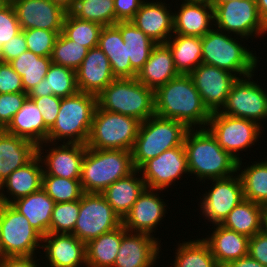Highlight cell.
Wrapping results in <instances>:
<instances>
[{"instance_id": "obj_1", "label": "cell", "mask_w": 267, "mask_h": 267, "mask_svg": "<svg viewBox=\"0 0 267 267\" xmlns=\"http://www.w3.org/2000/svg\"><path fill=\"white\" fill-rule=\"evenodd\" d=\"M155 114L184 123L189 129L206 128L211 113L189 74H179L154 91Z\"/></svg>"}, {"instance_id": "obj_2", "label": "cell", "mask_w": 267, "mask_h": 267, "mask_svg": "<svg viewBox=\"0 0 267 267\" xmlns=\"http://www.w3.org/2000/svg\"><path fill=\"white\" fill-rule=\"evenodd\" d=\"M183 146L190 176H196V183L237 173L238 161L218 145L207 128L189 129Z\"/></svg>"}, {"instance_id": "obj_3", "label": "cell", "mask_w": 267, "mask_h": 267, "mask_svg": "<svg viewBox=\"0 0 267 267\" xmlns=\"http://www.w3.org/2000/svg\"><path fill=\"white\" fill-rule=\"evenodd\" d=\"M232 36L213 27L201 37L202 63L230 71L238 78L255 73L260 57L247 47L248 44L243 46L246 38Z\"/></svg>"}, {"instance_id": "obj_4", "label": "cell", "mask_w": 267, "mask_h": 267, "mask_svg": "<svg viewBox=\"0 0 267 267\" xmlns=\"http://www.w3.org/2000/svg\"><path fill=\"white\" fill-rule=\"evenodd\" d=\"M96 107L97 96L94 94L78 92L62 98L56 121L49 129L46 141L86 144Z\"/></svg>"}, {"instance_id": "obj_5", "label": "cell", "mask_w": 267, "mask_h": 267, "mask_svg": "<svg viewBox=\"0 0 267 267\" xmlns=\"http://www.w3.org/2000/svg\"><path fill=\"white\" fill-rule=\"evenodd\" d=\"M134 170L131 151L87 147L80 178L83 192L102 193Z\"/></svg>"}, {"instance_id": "obj_6", "label": "cell", "mask_w": 267, "mask_h": 267, "mask_svg": "<svg viewBox=\"0 0 267 267\" xmlns=\"http://www.w3.org/2000/svg\"><path fill=\"white\" fill-rule=\"evenodd\" d=\"M189 128L182 122L153 115L141 122L132 152L135 169L166 150L184 145Z\"/></svg>"}, {"instance_id": "obj_7", "label": "cell", "mask_w": 267, "mask_h": 267, "mask_svg": "<svg viewBox=\"0 0 267 267\" xmlns=\"http://www.w3.org/2000/svg\"><path fill=\"white\" fill-rule=\"evenodd\" d=\"M97 105L143 122L155 115L154 90L136 78H116L97 96Z\"/></svg>"}, {"instance_id": "obj_8", "label": "cell", "mask_w": 267, "mask_h": 267, "mask_svg": "<svg viewBox=\"0 0 267 267\" xmlns=\"http://www.w3.org/2000/svg\"><path fill=\"white\" fill-rule=\"evenodd\" d=\"M141 121L134 117L105 111L98 105L86 142L92 149H116L131 151Z\"/></svg>"}, {"instance_id": "obj_9", "label": "cell", "mask_w": 267, "mask_h": 267, "mask_svg": "<svg viewBox=\"0 0 267 267\" xmlns=\"http://www.w3.org/2000/svg\"><path fill=\"white\" fill-rule=\"evenodd\" d=\"M42 240L43 236L31 226L24 215L11 204H2L0 257L38 255L42 250Z\"/></svg>"}, {"instance_id": "obj_10", "label": "cell", "mask_w": 267, "mask_h": 267, "mask_svg": "<svg viewBox=\"0 0 267 267\" xmlns=\"http://www.w3.org/2000/svg\"><path fill=\"white\" fill-rule=\"evenodd\" d=\"M216 138L218 145L237 161L243 160L240 151H245L256 145L265 131L254 121L231 117L220 111L211 113L206 127ZM238 152V153H237Z\"/></svg>"}, {"instance_id": "obj_11", "label": "cell", "mask_w": 267, "mask_h": 267, "mask_svg": "<svg viewBox=\"0 0 267 267\" xmlns=\"http://www.w3.org/2000/svg\"><path fill=\"white\" fill-rule=\"evenodd\" d=\"M214 27L228 34L248 39L267 33L256 0H231L214 7ZM255 36V37H254Z\"/></svg>"}, {"instance_id": "obj_12", "label": "cell", "mask_w": 267, "mask_h": 267, "mask_svg": "<svg viewBox=\"0 0 267 267\" xmlns=\"http://www.w3.org/2000/svg\"><path fill=\"white\" fill-rule=\"evenodd\" d=\"M121 225V218L102 193L84 192L80 199L79 216L71 234L86 244Z\"/></svg>"}, {"instance_id": "obj_13", "label": "cell", "mask_w": 267, "mask_h": 267, "mask_svg": "<svg viewBox=\"0 0 267 267\" xmlns=\"http://www.w3.org/2000/svg\"><path fill=\"white\" fill-rule=\"evenodd\" d=\"M254 75L256 76V73L238 78L233 83L220 112L231 117L254 121L264 128V122L267 120V88L264 89L258 81L255 82Z\"/></svg>"}, {"instance_id": "obj_14", "label": "cell", "mask_w": 267, "mask_h": 267, "mask_svg": "<svg viewBox=\"0 0 267 267\" xmlns=\"http://www.w3.org/2000/svg\"><path fill=\"white\" fill-rule=\"evenodd\" d=\"M210 189L201 194L198 202L204 222L221 224L243 199L242 181L238 173L226 178L210 179ZM202 197V198H201ZM207 220V221H206Z\"/></svg>"}, {"instance_id": "obj_15", "label": "cell", "mask_w": 267, "mask_h": 267, "mask_svg": "<svg viewBox=\"0 0 267 267\" xmlns=\"http://www.w3.org/2000/svg\"><path fill=\"white\" fill-rule=\"evenodd\" d=\"M138 170L146 188L164 191L172 185L175 186V183H178L177 180H181L184 174L190 176L184 146L164 151L159 156L143 163Z\"/></svg>"}, {"instance_id": "obj_16", "label": "cell", "mask_w": 267, "mask_h": 267, "mask_svg": "<svg viewBox=\"0 0 267 267\" xmlns=\"http://www.w3.org/2000/svg\"><path fill=\"white\" fill-rule=\"evenodd\" d=\"M86 148V144L66 142L61 144L46 141L37 145V155L43 165V175L80 179Z\"/></svg>"}, {"instance_id": "obj_17", "label": "cell", "mask_w": 267, "mask_h": 267, "mask_svg": "<svg viewBox=\"0 0 267 267\" xmlns=\"http://www.w3.org/2000/svg\"><path fill=\"white\" fill-rule=\"evenodd\" d=\"M189 75L210 113L221 111L233 83L238 79L230 71L204 63L200 64Z\"/></svg>"}, {"instance_id": "obj_18", "label": "cell", "mask_w": 267, "mask_h": 267, "mask_svg": "<svg viewBox=\"0 0 267 267\" xmlns=\"http://www.w3.org/2000/svg\"><path fill=\"white\" fill-rule=\"evenodd\" d=\"M160 189L145 188L129 213L122 220V225L127 231L146 233L154 236L153 233L161 225L162 219L166 216L168 203L162 199ZM159 193V194H158Z\"/></svg>"}, {"instance_id": "obj_19", "label": "cell", "mask_w": 267, "mask_h": 267, "mask_svg": "<svg viewBox=\"0 0 267 267\" xmlns=\"http://www.w3.org/2000/svg\"><path fill=\"white\" fill-rule=\"evenodd\" d=\"M146 233L127 231L123 237L113 267H154L161 255V240Z\"/></svg>"}, {"instance_id": "obj_20", "label": "cell", "mask_w": 267, "mask_h": 267, "mask_svg": "<svg viewBox=\"0 0 267 267\" xmlns=\"http://www.w3.org/2000/svg\"><path fill=\"white\" fill-rule=\"evenodd\" d=\"M22 30L44 29L62 32L67 11L51 0H9Z\"/></svg>"}, {"instance_id": "obj_21", "label": "cell", "mask_w": 267, "mask_h": 267, "mask_svg": "<svg viewBox=\"0 0 267 267\" xmlns=\"http://www.w3.org/2000/svg\"><path fill=\"white\" fill-rule=\"evenodd\" d=\"M42 249L40 258L47 263H41L47 267H87L86 244L73 234L48 233L43 236Z\"/></svg>"}, {"instance_id": "obj_22", "label": "cell", "mask_w": 267, "mask_h": 267, "mask_svg": "<svg viewBox=\"0 0 267 267\" xmlns=\"http://www.w3.org/2000/svg\"><path fill=\"white\" fill-rule=\"evenodd\" d=\"M171 6L173 4L167 5L164 0H146L130 22L156 44L166 43L173 35L174 18Z\"/></svg>"}, {"instance_id": "obj_23", "label": "cell", "mask_w": 267, "mask_h": 267, "mask_svg": "<svg viewBox=\"0 0 267 267\" xmlns=\"http://www.w3.org/2000/svg\"><path fill=\"white\" fill-rule=\"evenodd\" d=\"M173 10V33L203 37L214 27V7L209 1H182Z\"/></svg>"}, {"instance_id": "obj_24", "label": "cell", "mask_w": 267, "mask_h": 267, "mask_svg": "<svg viewBox=\"0 0 267 267\" xmlns=\"http://www.w3.org/2000/svg\"><path fill=\"white\" fill-rule=\"evenodd\" d=\"M79 92L98 96L114 77L108 57L97 46L88 50L86 57L76 70Z\"/></svg>"}, {"instance_id": "obj_25", "label": "cell", "mask_w": 267, "mask_h": 267, "mask_svg": "<svg viewBox=\"0 0 267 267\" xmlns=\"http://www.w3.org/2000/svg\"><path fill=\"white\" fill-rule=\"evenodd\" d=\"M42 177L43 165L40 157L36 155L24 166L13 171L0 184V200L4 204H11L19 198L40 190Z\"/></svg>"}, {"instance_id": "obj_26", "label": "cell", "mask_w": 267, "mask_h": 267, "mask_svg": "<svg viewBox=\"0 0 267 267\" xmlns=\"http://www.w3.org/2000/svg\"><path fill=\"white\" fill-rule=\"evenodd\" d=\"M214 231L201 237L210 247L220 267L248 255L249 237L229 230L220 224L212 225Z\"/></svg>"}, {"instance_id": "obj_27", "label": "cell", "mask_w": 267, "mask_h": 267, "mask_svg": "<svg viewBox=\"0 0 267 267\" xmlns=\"http://www.w3.org/2000/svg\"><path fill=\"white\" fill-rule=\"evenodd\" d=\"M178 75L169 46L166 43H158L152 49L148 61L137 73L136 79L155 91Z\"/></svg>"}, {"instance_id": "obj_28", "label": "cell", "mask_w": 267, "mask_h": 267, "mask_svg": "<svg viewBox=\"0 0 267 267\" xmlns=\"http://www.w3.org/2000/svg\"><path fill=\"white\" fill-rule=\"evenodd\" d=\"M37 155V145L4 131L0 135V184Z\"/></svg>"}, {"instance_id": "obj_29", "label": "cell", "mask_w": 267, "mask_h": 267, "mask_svg": "<svg viewBox=\"0 0 267 267\" xmlns=\"http://www.w3.org/2000/svg\"><path fill=\"white\" fill-rule=\"evenodd\" d=\"M5 131L34 142L36 145L46 142L49 128L32 99H27L13 116Z\"/></svg>"}, {"instance_id": "obj_30", "label": "cell", "mask_w": 267, "mask_h": 267, "mask_svg": "<svg viewBox=\"0 0 267 267\" xmlns=\"http://www.w3.org/2000/svg\"><path fill=\"white\" fill-rule=\"evenodd\" d=\"M139 174V170L135 169L126 177L120 178L109 185L102 192L107 202L121 220L129 213L133 204L146 188V184Z\"/></svg>"}, {"instance_id": "obj_31", "label": "cell", "mask_w": 267, "mask_h": 267, "mask_svg": "<svg viewBox=\"0 0 267 267\" xmlns=\"http://www.w3.org/2000/svg\"><path fill=\"white\" fill-rule=\"evenodd\" d=\"M98 47L108 57L115 78H136L137 72L131 67L130 61H127L126 46L115 25L102 27Z\"/></svg>"}, {"instance_id": "obj_32", "label": "cell", "mask_w": 267, "mask_h": 267, "mask_svg": "<svg viewBox=\"0 0 267 267\" xmlns=\"http://www.w3.org/2000/svg\"><path fill=\"white\" fill-rule=\"evenodd\" d=\"M11 205L24 215L42 236L49 233L55 201L42 188L15 200Z\"/></svg>"}, {"instance_id": "obj_33", "label": "cell", "mask_w": 267, "mask_h": 267, "mask_svg": "<svg viewBox=\"0 0 267 267\" xmlns=\"http://www.w3.org/2000/svg\"><path fill=\"white\" fill-rule=\"evenodd\" d=\"M79 92L76 71L52 63L45 78L31 89L29 99L55 95L60 98L70 97Z\"/></svg>"}, {"instance_id": "obj_34", "label": "cell", "mask_w": 267, "mask_h": 267, "mask_svg": "<svg viewBox=\"0 0 267 267\" xmlns=\"http://www.w3.org/2000/svg\"><path fill=\"white\" fill-rule=\"evenodd\" d=\"M265 214L266 207L243 199L220 225L250 238L263 231Z\"/></svg>"}, {"instance_id": "obj_35", "label": "cell", "mask_w": 267, "mask_h": 267, "mask_svg": "<svg viewBox=\"0 0 267 267\" xmlns=\"http://www.w3.org/2000/svg\"><path fill=\"white\" fill-rule=\"evenodd\" d=\"M175 69L179 74H190L202 64L201 37L174 34L167 40Z\"/></svg>"}, {"instance_id": "obj_36", "label": "cell", "mask_w": 267, "mask_h": 267, "mask_svg": "<svg viewBox=\"0 0 267 267\" xmlns=\"http://www.w3.org/2000/svg\"><path fill=\"white\" fill-rule=\"evenodd\" d=\"M243 163L242 160L238 161L237 173L242 181L244 199L266 207L267 157L261 159V162L255 161L250 165L247 164L244 168L242 166Z\"/></svg>"}, {"instance_id": "obj_37", "label": "cell", "mask_w": 267, "mask_h": 267, "mask_svg": "<svg viewBox=\"0 0 267 267\" xmlns=\"http://www.w3.org/2000/svg\"><path fill=\"white\" fill-rule=\"evenodd\" d=\"M115 26L120 30L127 51V61L138 73L148 61L156 43L130 21L118 22Z\"/></svg>"}, {"instance_id": "obj_38", "label": "cell", "mask_w": 267, "mask_h": 267, "mask_svg": "<svg viewBox=\"0 0 267 267\" xmlns=\"http://www.w3.org/2000/svg\"><path fill=\"white\" fill-rule=\"evenodd\" d=\"M123 237V225L86 243L87 267H113Z\"/></svg>"}, {"instance_id": "obj_39", "label": "cell", "mask_w": 267, "mask_h": 267, "mask_svg": "<svg viewBox=\"0 0 267 267\" xmlns=\"http://www.w3.org/2000/svg\"><path fill=\"white\" fill-rule=\"evenodd\" d=\"M9 64L21 76L24 92L28 93L45 78L52 61L51 57H41L26 51Z\"/></svg>"}, {"instance_id": "obj_40", "label": "cell", "mask_w": 267, "mask_h": 267, "mask_svg": "<svg viewBox=\"0 0 267 267\" xmlns=\"http://www.w3.org/2000/svg\"><path fill=\"white\" fill-rule=\"evenodd\" d=\"M175 254L173 267H220L209 245L201 238L182 241V243L179 241Z\"/></svg>"}, {"instance_id": "obj_41", "label": "cell", "mask_w": 267, "mask_h": 267, "mask_svg": "<svg viewBox=\"0 0 267 267\" xmlns=\"http://www.w3.org/2000/svg\"><path fill=\"white\" fill-rule=\"evenodd\" d=\"M69 12L76 18L98 23L103 27L118 23L114 0H76Z\"/></svg>"}, {"instance_id": "obj_42", "label": "cell", "mask_w": 267, "mask_h": 267, "mask_svg": "<svg viewBox=\"0 0 267 267\" xmlns=\"http://www.w3.org/2000/svg\"><path fill=\"white\" fill-rule=\"evenodd\" d=\"M103 26L82 20L67 12L63 21L62 34L88 49L98 46L99 35Z\"/></svg>"}, {"instance_id": "obj_43", "label": "cell", "mask_w": 267, "mask_h": 267, "mask_svg": "<svg viewBox=\"0 0 267 267\" xmlns=\"http://www.w3.org/2000/svg\"><path fill=\"white\" fill-rule=\"evenodd\" d=\"M42 189L55 203L78 201L84 193L80 179H66L53 175H43Z\"/></svg>"}, {"instance_id": "obj_44", "label": "cell", "mask_w": 267, "mask_h": 267, "mask_svg": "<svg viewBox=\"0 0 267 267\" xmlns=\"http://www.w3.org/2000/svg\"><path fill=\"white\" fill-rule=\"evenodd\" d=\"M88 50V48L67 39L60 33L52 50L51 61L76 71L86 57Z\"/></svg>"}, {"instance_id": "obj_45", "label": "cell", "mask_w": 267, "mask_h": 267, "mask_svg": "<svg viewBox=\"0 0 267 267\" xmlns=\"http://www.w3.org/2000/svg\"><path fill=\"white\" fill-rule=\"evenodd\" d=\"M80 200L55 203L51 215L49 233L71 234L79 216Z\"/></svg>"}, {"instance_id": "obj_46", "label": "cell", "mask_w": 267, "mask_h": 267, "mask_svg": "<svg viewBox=\"0 0 267 267\" xmlns=\"http://www.w3.org/2000/svg\"><path fill=\"white\" fill-rule=\"evenodd\" d=\"M22 31L28 51L41 57H51L55 41L58 35L62 33L37 28Z\"/></svg>"}, {"instance_id": "obj_47", "label": "cell", "mask_w": 267, "mask_h": 267, "mask_svg": "<svg viewBox=\"0 0 267 267\" xmlns=\"http://www.w3.org/2000/svg\"><path fill=\"white\" fill-rule=\"evenodd\" d=\"M22 31L9 0L0 1V48Z\"/></svg>"}, {"instance_id": "obj_48", "label": "cell", "mask_w": 267, "mask_h": 267, "mask_svg": "<svg viewBox=\"0 0 267 267\" xmlns=\"http://www.w3.org/2000/svg\"><path fill=\"white\" fill-rule=\"evenodd\" d=\"M27 93L0 94V123L6 128L27 99Z\"/></svg>"}, {"instance_id": "obj_49", "label": "cell", "mask_w": 267, "mask_h": 267, "mask_svg": "<svg viewBox=\"0 0 267 267\" xmlns=\"http://www.w3.org/2000/svg\"><path fill=\"white\" fill-rule=\"evenodd\" d=\"M24 92L21 76L9 63L0 61V94Z\"/></svg>"}, {"instance_id": "obj_50", "label": "cell", "mask_w": 267, "mask_h": 267, "mask_svg": "<svg viewBox=\"0 0 267 267\" xmlns=\"http://www.w3.org/2000/svg\"><path fill=\"white\" fill-rule=\"evenodd\" d=\"M40 110L45 125L50 129L56 121L62 98L49 95L39 98H32Z\"/></svg>"}, {"instance_id": "obj_51", "label": "cell", "mask_w": 267, "mask_h": 267, "mask_svg": "<svg viewBox=\"0 0 267 267\" xmlns=\"http://www.w3.org/2000/svg\"><path fill=\"white\" fill-rule=\"evenodd\" d=\"M28 51L23 31L13 37L8 43L0 48V61L9 63L22 53Z\"/></svg>"}, {"instance_id": "obj_52", "label": "cell", "mask_w": 267, "mask_h": 267, "mask_svg": "<svg viewBox=\"0 0 267 267\" xmlns=\"http://www.w3.org/2000/svg\"><path fill=\"white\" fill-rule=\"evenodd\" d=\"M146 0H114L115 17L118 22L131 21Z\"/></svg>"}, {"instance_id": "obj_53", "label": "cell", "mask_w": 267, "mask_h": 267, "mask_svg": "<svg viewBox=\"0 0 267 267\" xmlns=\"http://www.w3.org/2000/svg\"><path fill=\"white\" fill-rule=\"evenodd\" d=\"M248 254L259 263L267 266V234L264 231L249 238Z\"/></svg>"}, {"instance_id": "obj_54", "label": "cell", "mask_w": 267, "mask_h": 267, "mask_svg": "<svg viewBox=\"0 0 267 267\" xmlns=\"http://www.w3.org/2000/svg\"><path fill=\"white\" fill-rule=\"evenodd\" d=\"M35 256H7L0 257V267H43Z\"/></svg>"}, {"instance_id": "obj_55", "label": "cell", "mask_w": 267, "mask_h": 267, "mask_svg": "<svg viewBox=\"0 0 267 267\" xmlns=\"http://www.w3.org/2000/svg\"><path fill=\"white\" fill-rule=\"evenodd\" d=\"M224 267H267L261 263H259L257 260L253 259L249 254L241 257L237 260H234L230 263H228Z\"/></svg>"}, {"instance_id": "obj_56", "label": "cell", "mask_w": 267, "mask_h": 267, "mask_svg": "<svg viewBox=\"0 0 267 267\" xmlns=\"http://www.w3.org/2000/svg\"><path fill=\"white\" fill-rule=\"evenodd\" d=\"M260 18L267 25V0H256Z\"/></svg>"}, {"instance_id": "obj_57", "label": "cell", "mask_w": 267, "mask_h": 267, "mask_svg": "<svg viewBox=\"0 0 267 267\" xmlns=\"http://www.w3.org/2000/svg\"><path fill=\"white\" fill-rule=\"evenodd\" d=\"M51 1L61 6L65 11L69 12L73 8L76 0H51Z\"/></svg>"}, {"instance_id": "obj_58", "label": "cell", "mask_w": 267, "mask_h": 267, "mask_svg": "<svg viewBox=\"0 0 267 267\" xmlns=\"http://www.w3.org/2000/svg\"><path fill=\"white\" fill-rule=\"evenodd\" d=\"M228 1H231V0H209V3L215 7L216 5H218L219 3H223V2H228Z\"/></svg>"}, {"instance_id": "obj_59", "label": "cell", "mask_w": 267, "mask_h": 267, "mask_svg": "<svg viewBox=\"0 0 267 267\" xmlns=\"http://www.w3.org/2000/svg\"><path fill=\"white\" fill-rule=\"evenodd\" d=\"M263 231L267 234V213L264 216Z\"/></svg>"}, {"instance_id": "obj_60", "label": "cell", "mask_w": 267, "mask_h": 267, "mask_svg": "<svg viewBox=\"0 0 267 267\" xmlns=\"http://www.w3.org/2000/svg\"><path fill=\"white\" fill-rule=\"evenodd\" d=\"M5 131L4 126L0 123V135Z\"/></svg>"}, {"instance_id": "obj_61", "label": "cell", "mask_w": 267, "mask_h": 267, "mask_svg": "<svg viewBox=\"0 0 267 267\" xmlns=\"http://www.w3.org/2000/svg\"><path fill=\"white\" fill-rule=\"evenodd\" d=\"M2 204H3V202L0 200V216H1V213H2Z\"/></svg>"}, {"instance_id": "obj_62", "label": "cell", "mask_w": 267, "mask_h": 267, "mask_svg": "<svg viewBox=\"0 0 267 267\" xmlns=\"http://www.w3.org/2000/svg\"><path fill=\"white\" fill-rule=\"evenodd\" d=\"M183 1H209V0H183Z\"/></svg>"}]
</instances>
